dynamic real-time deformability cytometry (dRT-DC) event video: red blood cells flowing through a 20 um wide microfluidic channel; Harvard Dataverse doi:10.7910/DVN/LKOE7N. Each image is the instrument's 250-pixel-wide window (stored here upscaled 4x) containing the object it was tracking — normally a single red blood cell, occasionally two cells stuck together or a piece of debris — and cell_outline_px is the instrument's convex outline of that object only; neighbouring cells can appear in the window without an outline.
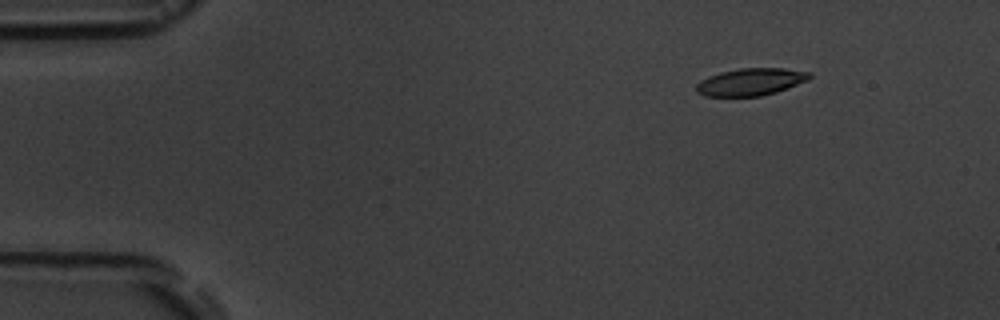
{"species": "common noctule bat (a hibernating species)", "species_latin": "Nyctalus noctula", "temperature_condition": "room temperature", "stored_images_in_passage": 4, "camera_frame_rate_fps": 3000, "um_per_image_px": 0.085, "animal": {"sex": "male", "body_mass_g": 19.5, "forearm_length_mm": 54.6}, "frame": {"image": 1, "passage_image": 1, "time_ms": 0.0, "image_size_px": [1000, 320], "cell_outline_px": [[812, 76], [808, 80], [788, 88], [776, 92], [760, 96], [704, 96], [696, 92], [696, 84], [700, 80], [708, 76], [720, 72], [740, 68], [784, 68], [812, 72]], "centroid_in_image_um": [63.82, 6.95], "position_along_channel_um": 21.2, "area_um2": 18.15}}
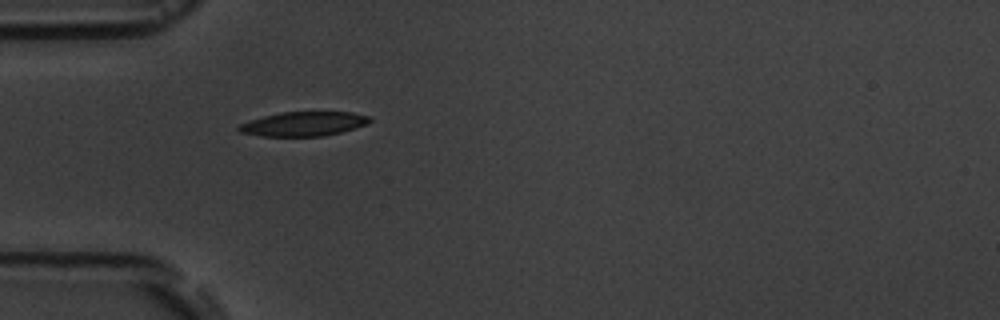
{"frame": {"image": 2, "passage_image": 4, "time_ms": 3.333, "image_size_px": [1000, 320], "cell_outline_px": [[372, 120], [356, 128], [324, 136], [260, 136], [240, 132], [236, 128], [240, 124], [264, 116], [280, 112], [352, 112], [372, 116]], "centroid_in_image_um": [25.83, 10.53], "position_along_channel_um": 59.2, "area_um2": 18.5}}